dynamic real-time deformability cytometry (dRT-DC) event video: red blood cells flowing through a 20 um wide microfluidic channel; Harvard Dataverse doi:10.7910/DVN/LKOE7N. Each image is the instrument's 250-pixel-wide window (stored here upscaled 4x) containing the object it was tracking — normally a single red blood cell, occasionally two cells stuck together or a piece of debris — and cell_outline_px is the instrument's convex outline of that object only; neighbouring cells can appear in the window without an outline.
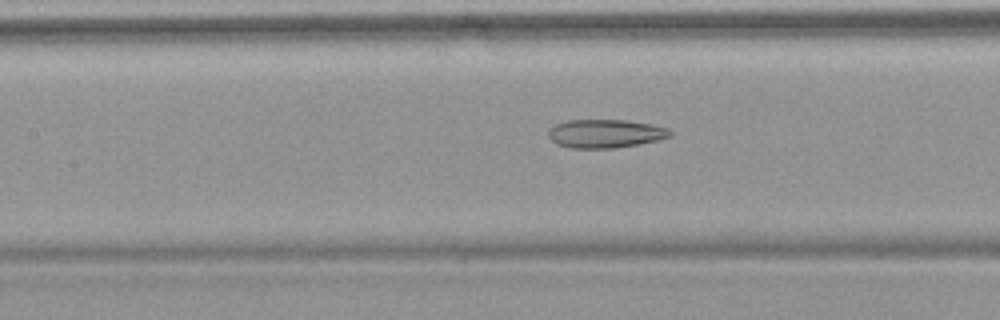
{"species": "common noctule bat (a hibernating species)", "species_latin": "Nyctalus noctula", "temperature_condition": "warm", "stored_images_in_passage": 53, "camera_frame_rate_fps": 3000, "um_per_image_px": 0.085, "animal": {"sex": "female", "body_mass_g": 18.4}, "frame": {"image": 1, "passage_image": 24, "time_ms": 7.667, "image_size_px": [1000, 320], "cell_outline_px": [[672, 136], [640, 144], [612, 148], [568, 148], [556, 144], [548, 136], [548, 128], [556, 124], [568, 120], [624, 120], [648, 124], [668, 128], [672, 132]], "centroid_in_image_um": [51.41, 11.36], "position_along_channel_um": 156.0, "area_um2": 20.17}}
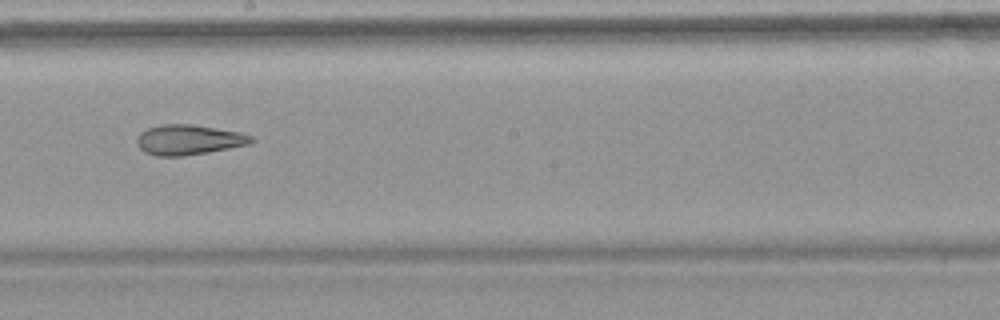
{"frame": {"image": 2, "passage_image": 30, "time_ms": 9.667, "image_size_px": [1000, 320], "cell_outline_px": [[256, 140], [248, 144], [208, 152], [184, 156], [156, 156], [144, 152], [136, 144], [136, 136], [140, 132], [148, 128], [160, 124], [192, 124], [240, 132], [252, 136]], "centroid_in_image_um": [16.0, 11.88], "position_along_channel_um": 232.2, "area_um2": 20.17}}
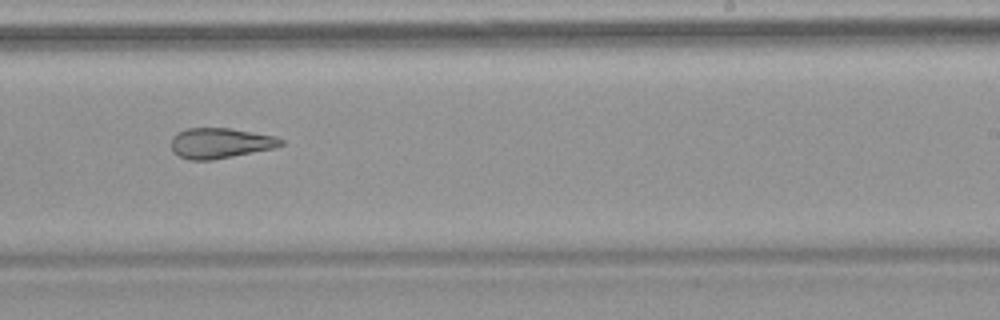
{"frame": {"image": 3, "passage_image": 33, "time_ms": 10.667, "image_size_px": [1000, 320], "cell_outline_px": [[284, 144], [272, 148], [212, 160], [188, 160], [172, 152], [172, 136], [176, 132], [188, 128], [232, 128], [276, 136], [284, 140]], "centroid_in_image_um": [18.7, 12.15], "position_along_channel_um": 270.3, "area_um2": 19.42}, "authors_computed_cell_mechanics": {"area_um2": 24.3338, "velocity_mm_per_s": 3.8396, "shape_relaxation_time_tau1_ms": null, "shape_relaxation_time_tau2_ms": 3.0952, "deformation_change_tau1": null, "deformation_change_tau2": 0.1209}}